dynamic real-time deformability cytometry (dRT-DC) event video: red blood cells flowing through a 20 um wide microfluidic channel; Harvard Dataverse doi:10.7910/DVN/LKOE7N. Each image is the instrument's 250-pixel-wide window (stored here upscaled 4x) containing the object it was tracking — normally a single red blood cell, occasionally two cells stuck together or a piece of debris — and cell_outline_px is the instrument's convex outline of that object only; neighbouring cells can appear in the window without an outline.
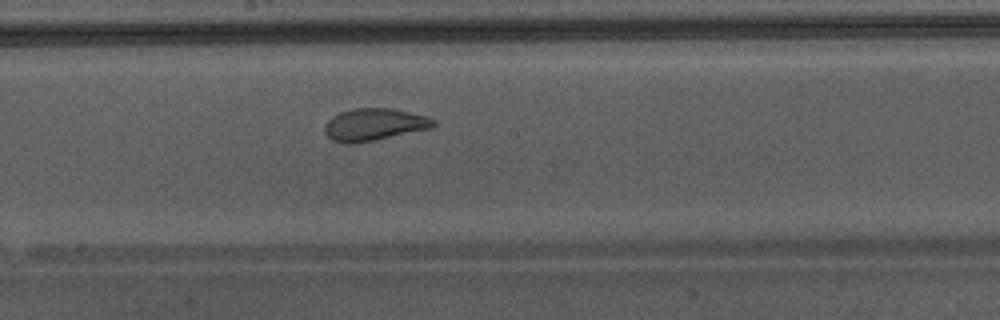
{"species": "Egyptian fruit bat (a non-hibernating species)", "species_latin": "Rousettus aegyptiacus", "temperature_condition": "warm", "stored_images_in_passage": 29, "camera_frame_rate_fps": 3000, "um_per_image_px": 0.085, "animal": {"sex": "male"}, "frame": {"image": 1, "passage_image": 13, "time_ms": 4.0, "image_size_px": [1000, 320], "cell_outline_px": [[436, 124], [432, 128], [352, 144], [344, 144], [332, 140], [324, 132], [324, 124], [332, 116], [340, 112], [352, 108], [392, 108], [428, 116], [436, 120]], "centroid_in_image_um": [31.79, 10.57], "position_along_channel_um": 216.4, "area_um2": 20.52}}
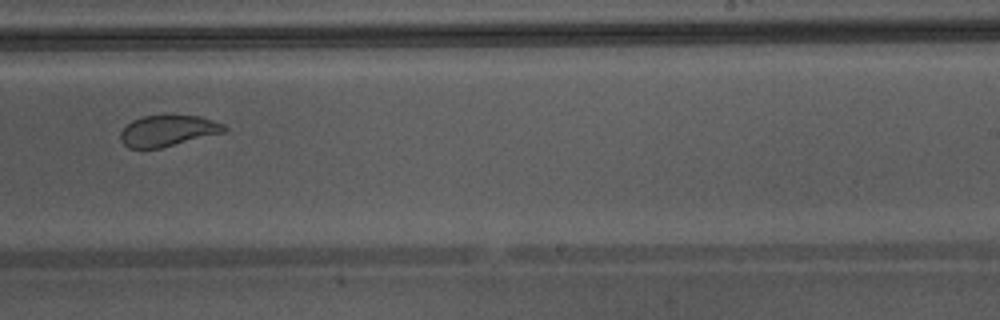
{"frame": {"image": 2, "passage_image": 17, "time_ms": 5.333, "image_size_px": [1000, 320], "cell_outline_px": [[228, 128], [224, 132], [160, 148], [128, 148], [120, 140], [120, 132], [132, 120], [140, 116], [200, 116], [224, 124]], "centroid_in_image_um": [14.25, 11.11], "position_along_channel_um": 274.8, "area_um2": 18.55}, "authors_computed_cell_mechanics": {"area_um2": 20.9236, "velocity_mm_per_s": 4.394, "shape_relaxation_time_tau1_ms": 6.1364, "shape_relaxation_time_tau2_ms": 0.5737, "deformation_change_tau1": 0.1565, "deformation_change_tau2": 0.0526}}